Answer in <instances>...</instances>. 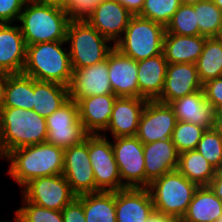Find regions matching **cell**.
Here are the masks:
<instances>
[{
    "instance_id": "cell-1",
    "label": "cell",
    "mask_w": 222,
    "mask_h": 222,
    "mask_svg": "<svg viewBox=\"0 0 222 222\" xmlns=\"http://www.w3.org/2000/svg\"><path fill=\"white\" fill-rule=\"evenodd\" d=\"M3 159L10 161L7 174L21 186L38 177L62 174L64 149L48 142L10 151Z\"/></svg>"
},
{
    "instance_id": "cell-2",
    "label": "cell",
    "mask_w": 222,
    "mask_h": 222,
    "mask_svg": "<svg viewBox=\"0 0 222 222\" xmlns=\"http://www.w3.org/2000/svg\"><path fill=\"white\" fill-rule=\"evenodd\" d=\"M46 140V118L34 110L0 108L1 159L12 150L44 143Z\"/></svg>"
},
{
    "instance_id": "cell-3",
    "label": "cell",
    "mask_w": 222,
    "mask_h": 222,
    "mask_svg": "<svg viewBox=\"0 0 222 222\" xmlns=\"http://www.w3.org/2000/svg\"><path fill=\"white\" fill-rule=\"evenodd\" d=\"M70 21L61 7L27 0L19 18V26L27 46L66 41Z\"/></svg>"
},
{
    "instance_id": "cell-4",
    "label": "cell",
    "mask_w": 222,
    "mask_h": 222,
    "mask_svg": "<svg viewBox=\"0 0 222 222\" xmlns=\"http://www.w3.org/2000/svg\"><path fill=\"white\" fill-rule=\"evenodd\" d=\"M66 41H52L27 45L23 74L35 80L54 82L69 86L72 65Z\"/></svg>"
},
{
    "instance_id": "cell-5",
    "label": "cell",
    "mask_w": 222,
    "mask_h": 222,
    "mask_svg": "<svg viewBox=\"0 0 222 222\" xmlns=\"http://www.w3.org/2000/svg\"><path fill=\"white\" fill-rule=\"evenodd\" d=\"M198 187L175 170L155 179L147 188L156 212L181 220Z\"/></svg>"
},
{
    "instance_id": "cell-6",
    "label": "cell",
    "mask_w": 222,
    "mask_h": 222,
    "mask_svg": "<svg viewBox=\"0 0 222 222\" xmlns=\"http://www.w3.org/2000/svg\"><path fill=\"white\" fill-rule=\"evenodd\" d=\"M166 29L150 19L133 15L124 34L114 44L123 55L140 61L163 53Z\"/></svg>"
},
{
    "instance_id": "cell-7",
    "label": "cell",
    "mask_w": 222,
    "mask_h": 222,
    "mask_svg": "<svg viewBox=\"0 0 222 222\" xmlns=\"http://www.w3.org/2000/svg\"><path fill=\"white\" fill-rule=\"evenodd\" d=\"M110 42L85 20H71L67 28L66 43L69 45L72 69L106 60L114 49Z\"/></svg>"
},
{
    "instance_id": "cell-8",
    "label": "cell",
    "mask_w": 222,
    "mask_h": 222,
    "mask_svg": "<svg viewBox=\"0 0 222 222\" xmlns=\"http://www.w3.org/2000/svg\"><path fill=\"white\" fill-rule=\"evenodd\" d=\"M88 152L95 176L96 193L124 189L113 148L106 135L89 134Z\"/></svg>"
},
{
    "instance_id": "cell-9",
    "label": "cell",
    "mask_w": 222,
    "mask_h": 222,
    "mask_svg": "<svg viewBox=\"0 0 222 222\" xmlns=\"http://www.w3.org/2000/svg\"><path fill=\"white\" fill-rule=\"evenodd\" d=\"M47 140L62 149L82 143L89 133L79 118L77 102L69 99L46 118Z\"/></svg>"
},
{
    "instance_id": "cell-10",
    "label": "cell",
    "mask_w": 222,
    "mask_h": 222,
    "mask_svg": "<svg viewBox=\"0 0 222 222\" xmlns=\"http://www.w3.org/2000/svg\"><path fill=\"white\" fill-rule=\"evenodd\" d=\"M21 193L30 203L60 211L77 197L63 174L34 178L21 188Z\"/></svg>"
},
{
    "instance_id": "cell-11",
    "label": "cell",
    "mask_w": 222,
    "mask_h": 222,
    "mask_svg": "<svg viewBox=\"0 0 222 222\" xmlns=\"http://www.w3.org/2000/svg\"><path fill=\"white\" fill-rule=\"evenodd\" d=\"M122 185L145 188L143 143L136 136L116 137L111 142Z\"/></svg>"
},
{
    "instance_id": "cell-12",
    "label": "cell",
    "mask_w": 222,
    "mask_h": 222,
    "mask_svg": "<svg viewBox=\"0 0 222 222\" xmlns=\"http://www.w3.org/2000/svg\"><path fill=\"white\" fill-rule=\"evenodd\" d=\"M62 174L76 196L96 193L95 176L88 152V136L82 143L64 149Z\"/></svg>"
},
{
    "instance_id": "cell-13",
    "label": "cell",
    "mask_w": 222,
    "mask_h": 222,
    "mask_svg": "<svg viewBox=\"0 0 222 222\" xmlns=\"http://www.w3.org/2000/svg\"><path fill=\"white\" fill-rule=\"evenodd\" d=\"M177 123L176 115L169 104L147 101L140 117L136 137L143 143L172 138Z\"/></svg>"
},
{
    "instance_id": "cell-14",
    "label": "cell",
    "mask_w": 222,
    "mask_h": 222,
    "mask_svg": "<svg viewBox=\"0 0 222 222\" xmlns=\"http://www.w3.org/2000/svg\"><path fill=\"white\" fill-rule=\"evenodd\" d=\"M132 16L117 1L102 0L84 20L114 45L124 34Z\"/></svg>"
},
{
    "instance_id": "cell-15",
    "label": "cell",
    "mask_w": 222,
    "mask_h": 222,
    "mask_svg": "<svg viewBox=\"0 0 222 222\" xmlns=\"http://www.w3.org/2000/svg\"><path fill=\"white\" fill-rule=\"evenodd\" d=\"M68 90L70 99L74 101L90 96L113 94L108 75V57L103 62L73 69Z\"/></svg>"
},
{
    "instance_id": "cell-16",
    "label": "cell",
    "mask_w": 222,
    "mask_h": 222,
    "mask_svg": "<svg viewBox=\"0 0 222 222\" xmlns=\"http://www.w3.org/2000/svg\"><path fill=\"white\" fill-rule=\"evenodd\" d=\"M27 46L20 26L0 24V72L20 74L26 63Z\"/></svg>"
},
{
    "instance_id": "cell-17",
    "label": "cell",
    "mask_w": 222,
    "mask_h": 222,
    "mask_svg": "<svg viewBox=\"0 0 222 222\" xmlns=\"http://www.w3.org/2000/svg\"><path fill=\"white\" fill-rule=\"evenodd\" d=\"M202 85L198 77L196 64H168L164 88L156 101L169 104L178 98L201 90Z\"/></svg>"
},
{
    "instance_id": "cell-18",
    "label": "cell",
    "mask_w": 222,
    "mask_h": 222,
    "mask_svg": "<svg viewBox=\"0 0 222 222\" xmlns=\"http://www.w3.org/2000/svg\"><path fill=\"white\" fill-rule=\"evenodd\" d=\"M138 61L120 53L115 47L108 54V75L117 97H139Z\"/></svg>"
},
{
    "instance_id": "cell-19",
    "label": "cell",
    "mask_w": 222,
    "mask_h": 222,
    "mask_svg": "<svg viewBox=\"0 0 222 222\" xmlns=\"http://www.w3.org/2000/svg\"><path fill=\"white\" fill-rule=\"evenodd\" d=\"M148 100L139 97H117L113 104V112L106 131L113 138L136 136L141 114Z\"/></svg>"
},
{
    "instance_id": "cell-20",
    "label": "cell",
    "mask_w": 222,
    "mask_h": 222,
    "mask_svg": "<svg viewBox=\"0 0 222 222\" xmlns=\"http://www.w3.org/2000/svg\"><path fill=\"white\" fill-rule=\"evenodd\" d=\"M116 222H146L155 211L148 188L115 191Z\"/></svg>"
},
{
    "instance_id": "cell-21",
    "label": "cell",
    "mask_w": 222,
    "mask_h": 222,
    "mask_svg": "<svg viewBox=\"0 0 222 222\" xmlns=\"http://www.w3.org/2000/svg\"><path fill=\"white\" fill-rule=\"evenodd\" d=\"M145 161V188L164 174L177 170L179 153L172 139L143 144Z\"/></svg>"
},
{
    "instance_id": "cell-22",
    "label": "cell",
    "mask_w": 222,
    "mask_h": 222,
    "mask_svg": "<svg viewBox=\"0 0 222 222\" xmlns=\"http://www.w3.org/2000/svg\"><path fill=\"white\" fill-rule=\"evenodd\" d=\"M177 121L194 123L206 129L215 127L216 111L205 99L203 89L169 103Z\"/></svg>"
},
{
    "instance_id": "cell-23",
    "label": "cell",
    "mask_w": 222,
    "mask_h": 222,
    "mask_svg": "<svg viewBox=\"0 0 222 222\" xmlns=\"http://www.w3.org/2000/svg\"><path fill=\"white\" fill-rule=\"evenodd\" d=\"M117 96L104 94L77 100L79 118L89 134H101L108 126Z\"/></svg>"
},
{
    "instance_id": "cell-24",
    "label": "cell",
    "mask_w": 222,
    "mask_h": 222,
    "mask_svg": "<svg viewBox=\"0 0 222 222\" xmlns=\"http://www.w3.org/2000/svg\"><path fill=\"white\" fill-rule=\"evenodd\" d=\"M168 62L164 53L138 61L139 98L157 100L164 88Z\"/></svg>"
},
{
    "instance_id": "cell-25",
    "label": "cell",
    "mask_w": 222,
    "mask_h": 222,
    "mask_svg": "<svg viewBox=\"0 0 222 222\" xmlns=\"http://www.w3.org/2000/svg\"><path fill=\"white\" fill-rule=\"evenodd\" d=\"M205 36H180L165 34L163 39V53L168 64H195L203 51Z\"/></svg>"
},
{
    "instance_id": "cell-26",
    "label": "cell",
    "mask_w": 222,
    "mask_h": 222,
    "mask_svg": "<svg viewBox=\"0 0 222 222\" xmlns=\"http://www.w3.org/2000/svg\"><path fill=\"white\" fill-rule=\"evenodd\" d=\"M222 214V202L209 186H199L182 222H215Z\"/></svg>"
},
{
    "instance_id": "cell-27",
    "label": "cell",
    "mask_w": 222,
    "mask_h": 222,
    "mask_svg": "<svg viewBox=\"0 0 222 222\" xmlns=\"http://www.w3.org/2000/svg\"><path fill=\"white\" fill-rule=\"evenodd\" d=\"M69 99L67 86L34 79L33 110L40 116L47 118Z\"/></svg>"
},
{
    "instance_id": "cell-28",
    "label": "cell",
    "mask_w": 222,
    "mask_h": 222,
    "mask_svg": "<svg viewBox=\"0 0 222 222\" xmlns=\"http://www.w3.org/2000/svg\"><path fill=\"white\" fill-rule=\"evenodd\" d=\"M34 79L23 73L9 74L1 107L33 110Z\"/></svg>"
},
{
    "instance_id": "cell-29",
    "label": "cell",
    "mask_w": 222,
    "mask_h": 222,
    "mask_svg": "<svg viewBox=\"0 0 222 222\" xmlns=\"http://www.w3.org/2000/svg\"><path fill=\"white\" fill-rule=\"evenodd\" d=\"M177 170L198 186H208L216 173V169L197 150L180 153Z\"/></svg>"
},
{
    "instance_id": "cell-30",
    "label": "cell",
    "mask_w": 222,
    "mask_h": 222,
    "mask_svg": "<svg viewBox=\"0 0 222 222\" xmlns=\"http://www.w3.org/2000/svg\"><path fill=\"white\" fill-rule=\"evenodd\" d=\"M195 64L202 84L222 77V37L206 38L203 51Z\"/></svg>"
},
{
    "instance_id": "cell-31",
    "label": "cell",
    "mask_w": 222,
    "mask_h": 222,
    "mask_svg": "<svg viewBox=\"0 0 222 222\" xmlns=\"http://www.w3.org/2000/svg\"><path fill=\"white\" fill-rule=\"evenodd\" d=\"M86 222H116L115 192H97L83 195Z\"/></svg>"
},
{
    "instance_id": "cell-32",
    "label": "cell",
    "mask_w": 222,
    "mask_h": 222,
    "mask_svg": "<svg viewBox=\"0 0 222 222\" xmlns=\"http://www.w3.org/2000/svg\"><path fill=\"white\" fill-rule=\"evenodd\" d=\"M199 32L207 38L222 37V10L212 0L194 5Z\"/></svg>"
},
{
    "instance_id": "cell-33",
    "label": "cell",
    "mask_w": 222,
    "mask_h": 222,
    "mask_svg": "<svg viewBox=\"0 0 222 222\" xmlns=\"http://www.w3.org/2000/svg\"><path fill=\"white\" fill-rule=\"evenodd\" d=\"M194 5L181 4L165 27V34H176L180 36L201 35L197 24Z\"/></svg>"
},
{
    "instance_id": "cell-34",
    "label": "cell",
    "mask_w": 222,
    "mask_h": 222,
    "mask_svg": "<svg viewBox=\"0 0 222 222\" xmlns=\"http://www.w3.org/2000/svg\"><path fill=\"white\" fill-rule=\"evenodd\" d=\"M206 128L194 123L177 121L172 133V142L180 154L189 150H196Z\"/></svg>"
},
{
    "instance_id": "cell-35",
    "label": "cell",
    "mask_w": 222,
    "mask_h": 222,
    "mask_svg": "<svg viewBox=\"0 0 222 222\" xmlns=\"http://www.w3.org/2000/svg\"><path fill=\"white\" fill-rule=\"evenodd\" d=\"M181 5V0H144L138 16L150 19L166 27Z\"/></svg>"
},
{
    "instance_id": "cell-36",
    "label": "cell",
    "mask_w": 222,
    "mask_h": 222,
    "mask_svg": "<svg viewBox=\"0 0 222 222\" xmlns=\"http://www.w3.org/2000/svg\"><path fill=\"white\" fill-rule=\"evenodd\" d=\"M24 204L15 210V222H63L60 210H52L30 203L22 196Z\"/></svg>"
},
{
    "instance_id": "cell-37",
    "label": "cell",
    "mask_w": 222,
    "mask_h": 222,
    "mask_svg": "<svg viewBox=\"0 0 222 222\" xmlns=\"http://www.w3.org/2000/svg\"><path fill=\"white\" fill-rule=\"evenodd\" d=\"M196 150L216 169H222V137L214 129H206Z\"/></svg>"
},
{
    "instance_id": "cell-38",
    "label": "cell",
    "mask_w": 222,
    "mask_h": 222,
    "mask_svg": "<svg viewBox=\"0 0 222 222\" xmlns=\"http://www.w3.org/2000/svg\"><path fill=\"white\" fill-rule=\"evenodd\" d=\"M102 0H65L64 10L71 20H84Z\"/></svg>"
},
{
    "instance_id": "cell-39",
    "label": "cell",
    "mask_w": 222,
    "mask_h": 222,
    "mask_svg": "<svg viewBox=\"0 0 222 222\" xmlns=\"http://www.w3.org/2000/svg\"><path fill=\"white\" fill-rule=\"evenodd\" d=\"M27 0H0V24L16 23Z\"/></svg>"
},
{
    "instance_id": "cell-40",
    "label": "cell",
    "mask_w": 222,
    "mask_h": 222,
    "mask_svg": "<svg viewBox=\"0 0 222 222\" xmlns=\"http://www.w3.org/2000/svg\"><path fill=\"white\" fill-rule=\"evenodd\" d=\"M205 99L216 112L222 111V77L211 79L202 85Z\"/></svg>"
},
{
    "instance_id": "cell-41",
    "label": "cell",
    "mask_w": 222,
    "mask_h": 222,
    "mask_svg": "<svg viewBox=\"0 0 222 222\" xmlns=\"http://www.w3.org/2000/svg\"><path fill=\"white\" fill-rule=\"evenodd\" d=\"M61 212L63 222H86L83 209V195L77 196Z\"/></svg>"
},
{
    "instance_id": "cell-42",
    "label": "cell",
    "mask_w": 222,
    "mask_h": 222,
    "mask_svg": "<svg viewBox=\"0 0 222 222\" xmlns=\"http://www.w3.org/2000/svg\"><path fill=\"white\" fill-rule=\"evenodd\" d=\"M133 15H138L144 6V0H115Z\"/></svg>"
},
{
    "instance_id": "cell-43",
    "label": "cell",
    "mask_w": 222,
    "mask_h": 222,
    "mask_svg": "<svg viewBox=\"0 0 222 222\" xmlns=\"http://www.w3.org/2000/svg\"><path fill=\"white\" fill-rule=\"evenodd\" d=\"M208 186L222 202V169L216 170L215 176Z\"/></svg>"
},
{
    "instance_id": "cell-44",
    "label": "cell",
    "mask_w": 222,
    "mask_h": 222,
    "mask_svg": "<svg viewBox=\"0 0 222 222\" xmlns=\"http://www.w3.org/2000/svg\"><path fill=\"white\" fill-rule=\"evenodd\" d=\"M179 220L173 217L165 216L161 213L154 211L146 222H178Z\"/></svg>"
},
{
    "instance_id": "cell-45",
    "label": "cell",
    "mask_w": 222,
    "mask_h": 222,
    "mask_svg": "<svg viewBox=\"0 0 222 222\" xmlns=\"http://www.w3.org/2000/svg\"><path fill=\"white\" fill-rule=\"evenodd\" d=\"M8 75H9L8 73L0 72V108L3 102L4 89Z\"/></svg>"
},
{
    "instance_id": "cell-46",
    "label": "cell",
    "mask_w": 222,
    "mask_h": 222,
    "mask_svg": "<svg viewBox=\"0 0 222 222\" xmlns=\"http://www.w3.org/2000/svg\"><path fill=\"white\" fill-rule=\"evenodd\" d=\"M40 4L54 5L64 9L65 0H31Z\"/></svg>"
},
{
    "instance_id": "cell-47",
    "label": "cell",
    "mask_w": 222,
    "mask_h": 222,
    "mask_svg": "<svg viewBox=\"0 0 222 222\" xmlns=\"http://www.w3.org/2000/svg\"><path fill=\"white\" fill-rule=\"evenodd\" d=\"M214 129L222 137V111L216 112V115H215V127H214Z\"/></svg>"
},
{
    "instance_id": "cell-48",
    "label": "cell",
    "mask_w": 222,
    "mask_h": 222,
    "mask_svg": "<svg viewBox=\"0 0 222 222\" xmlns=\"http://www.w3.org/2000/svg\"><path fill=\"white\" fill-rule=\"evenodd\" d=\"M201 1H203V0H181V4L193 6V5L198 4Z\"/></svg>"
},
{
    "instance_id": "cell-49",
    "label": "cell",
    "mask_w": 222,
    "mask_h": 222,
    "mask_svg": "<svg viewBox=\"0 0 222 222\" xmlns=\"http://www.w3.org/2000/svg\"><path fill=\"white\" fill-rule=\"evenodd\" d=\"M212 1L220 10H222V0H212Z\"/></svg>"
},
{
    "instance_id": "cell-50",
    "label": "cell",
    "mask_w": 222,
    "mask_h": 222,
    "mask_svg": "<svg viewBox=\"0 0 222 222\" xmlns=\"http://www.w3.org/2000/svg\"><path fill=\"white\" fill-rule=\"evenodd\" d=\"M215 222H222V214L217 218Z\"/></svg>"
}]
</instances>
